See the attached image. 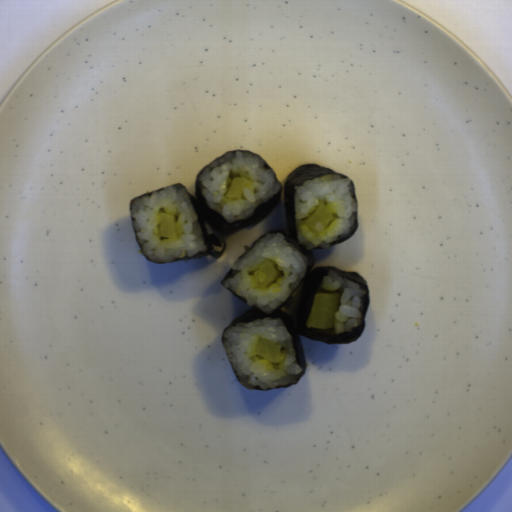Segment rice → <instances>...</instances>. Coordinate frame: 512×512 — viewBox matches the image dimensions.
I'll list each match as a JSON object with an SVG mask.
<instances>
[{
    "label": "rice",
    "mask_w": 512,
    "mask_h": 512,
    "mask_svg": "<svg viewBox=\"0 0 512 512\" xmlns=\"http://www.w3.org/2000/svg\"><path fill=\"white\" fill-rule=\"evenodd\" d=\"M176 217V239L159 235V214ZM135 239L144 257L152 263H168L206 250L207 245L198 216L185 189L170 186L146 195L130 204Z\"/></svg>",
    "instance_id": "1"
},
{
    "label": "rice",
    "mask_w": 512,
    "mask_h": 512,
    "mask_svg": "<svg viewBox=\"0 0 512 512\" xmlns=\"http://www.w3.org/2000/svg\"><path fill=\"white\" fill-rule=\"evenodd\" d=\"M223 350L240 382L253 389H271L297 382L300 366L291 334L278 318H263L238 324L222 335ZM281 345L285 358L273 364L255 354L259 339Z\"/></svg>",
    "instance_id": "2"
},
{
    "label": "rice",
    "mask_w": 512,
    "mask_h": 512,
    "mask_svg": "<svg viewBox=\"0 0 512 512\" xmlns=\"http://www.w3.org/2000/svg\"><path fill=\"white\" fill-rule=\"evenodd\" d=\"M262 158L246 152L227 154L204 168L198 178L202 197L210 209L228 222L246 220L256 209L274 197L281 185L271 170L264 168ZM243 177L255 184V190H243L242 200H229L225 193L234 177Z\"/></svg>",
    "instance_id": "4"
},
{
    "label": "rice",
    "mask_w": 512,
    "mask_h": 512,
    "mask_svg": "<svg viewBox=\"0 0 512 512\" xmlns=\"http://www.w3.org/2000/svg\"><path fill=\"white\" fill-rule=\"evenodd\" d=\"M321 203L335 218L326 229L316 234L310 231L304 219ZM294 208L298 243L305 250L316 247L330 250L332 243L347 239L356 230L358 206L353 185L350 179L338 174L304 181L295 191Z\"/></svg>",
    "instance_id": "5"
},
{
    "label": "rice",
    "mask_w": 512,
    "mask_h": 512,
    "mask_svg": "<svg viewBox=\"0 0 512 512\" xmlns=\"http://www.w3.org/2000/svg\"><path fill=\"white\" fill-rule=\"evenodd\" d=\"M318 293H339V307L334 314L333 328L309 329L335 335L354 331L359 327L365 308L366 291L357 281L341 275L335 269L330 270L324 276Z\"/></svg>",
    "instance_id": "6"
},
{
    "label": "rice",
    "mask_w": 512,
    "mask_h": 512,
    "mask_svg": "<svg viewBox=\"0 0 512 512\" xmlns=\"http://www.w3.org/2000/svg\"><path fill=\"white\" fill-rule=\"evenodd\" d=\"M266 261H272L281 275L272 286L263 290L254 283L252 273ZM306 268V257L282 234L271 232L235 261L222 284L244 299L246 305L269 314L299 287Z\"/></svg>",
    "instance_id": "3"
}]
</instances>
